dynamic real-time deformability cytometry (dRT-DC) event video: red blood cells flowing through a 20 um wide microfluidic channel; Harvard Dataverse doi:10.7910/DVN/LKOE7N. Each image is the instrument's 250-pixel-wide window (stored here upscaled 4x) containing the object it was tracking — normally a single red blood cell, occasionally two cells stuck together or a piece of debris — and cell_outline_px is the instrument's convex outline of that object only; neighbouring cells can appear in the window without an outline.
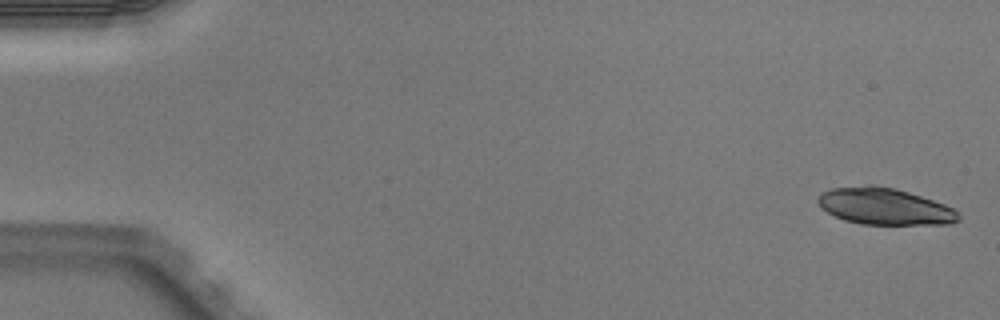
{"species": "Egyptian fruit bat (a non-hibernating species)", "species_latin": "Rousettus aegyptiacus", "temperature_condition": "warm", "stored_images_in_passage": 8, "segment_of_instrument_passage": [1, 2], "camera_frame_rate_fps": 3000, "um_per_image_px": 0.085, "animal": {"sex": "male"}, "frame": {"image": 1, "passage_image": 1, "time_ms": 0.0, "image_size_px": [1000, 320], "cell_outline_px": [[960, 220], [952, 224], [864, 224], [844, 220], [828, 212], [816, 200], [820, 192], [832, 188], [872, 184], [896, 188], [944, 204], [952, 208], [960, 216]], "centroid_in_image_um": [75.18, 17.53], "position_along_channel_um": 9.8, "area_um2": 29.88}}
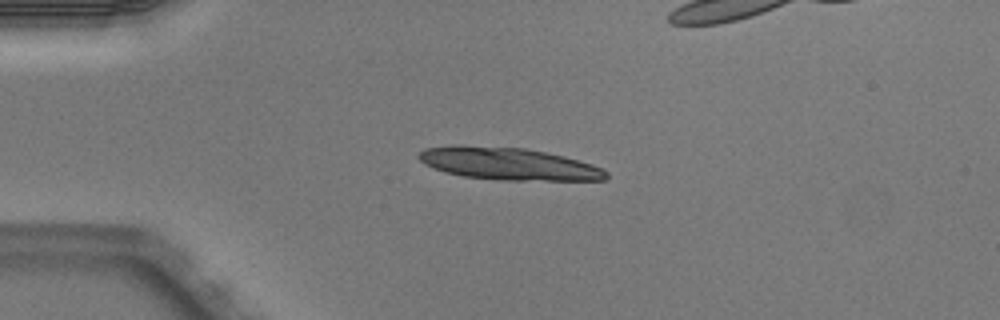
{"frame": {"image": 2, "passage_image": 4, "time_ms": 1.0, "image_size_px": [1000, 320], "cell_outline_px": [[608, 176], [604, 180], [504, 180], [464, 176], [444, 172], [424, 164], [416, 156], [424, 148], [452, 144], [460, 144], [524, 148], [564, 156], [592, 164], [604, 168], [608, 172]], "centroid_in_image_um": [43.18, 13.9], "position_along_channel_um": 41.8, "area_um2": 35.55}}